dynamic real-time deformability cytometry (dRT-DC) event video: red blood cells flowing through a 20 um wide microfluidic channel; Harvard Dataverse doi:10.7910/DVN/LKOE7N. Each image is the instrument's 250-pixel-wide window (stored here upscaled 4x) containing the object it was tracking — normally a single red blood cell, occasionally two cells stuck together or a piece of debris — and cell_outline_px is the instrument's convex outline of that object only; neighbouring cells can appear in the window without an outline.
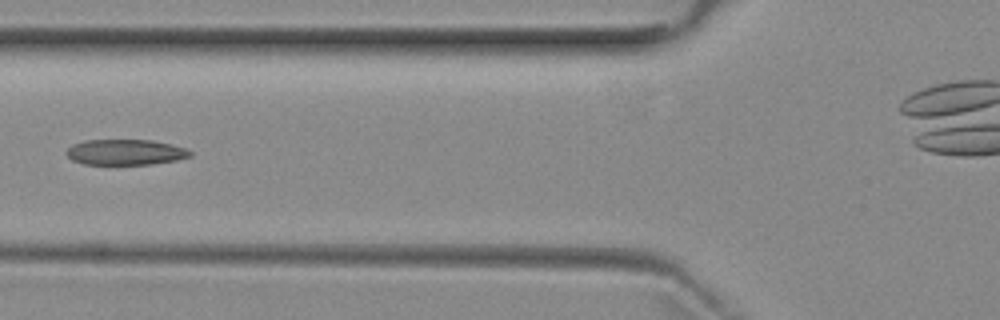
{"species": "common noctule bat (a hibernating species)", "species_latin": "Nyctalus noctula", "temperature_condition": "room temperature", "stored_images_in_passage": 7, "camera_frame_rate_fps": 3000, "um_per_image_px": 0.085, "animal": {"sex": "female", "body_mass_g": 29.2, "forearm_length_mm": 56.3}, "frame": {"image": 1, "passage_image": 6, "time_ms": 6.0, "image_size_px": [1000, 320], "cell_outline_px": [[192, 156], [176, 160], [152, 164], [84, 164], [72, 160], [64, 152], [72, 144], [84, 140], [152, 140], [172, 144], [184, 148], [192, 152]], "centroid_in_image_um": [10.64, 12.93], "position_along_channel_um": 115.2, "area_um2": 18.5}}
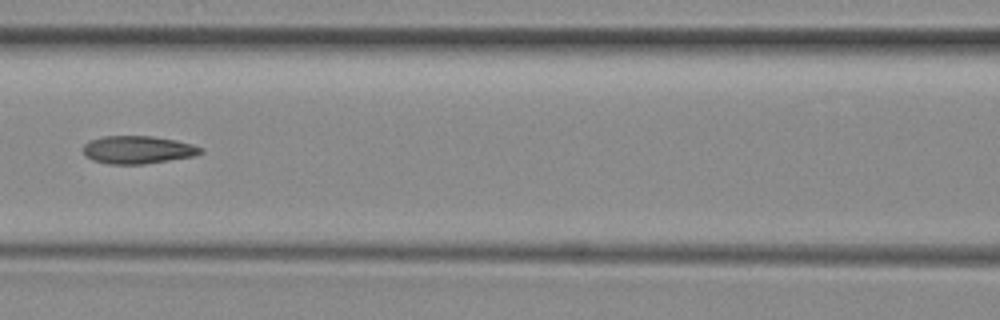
{"frame": {"image": 2, "passage_image": 7, "time_ms": 7.0, "image_size_px": [1000, 320], "cell_outline_px": [[204, 152], [192, 156], [144, 164], [108, 164], [92, 160], [84, 156], [84, 144], [88, 140], [104, 136], [152, 136], [176, 140], [192, 144], [204, 148]], "centroid_in_image_um": [11.69, 12.72], "position_along_channel_um": 154.9, "area_um2": 19.13}}